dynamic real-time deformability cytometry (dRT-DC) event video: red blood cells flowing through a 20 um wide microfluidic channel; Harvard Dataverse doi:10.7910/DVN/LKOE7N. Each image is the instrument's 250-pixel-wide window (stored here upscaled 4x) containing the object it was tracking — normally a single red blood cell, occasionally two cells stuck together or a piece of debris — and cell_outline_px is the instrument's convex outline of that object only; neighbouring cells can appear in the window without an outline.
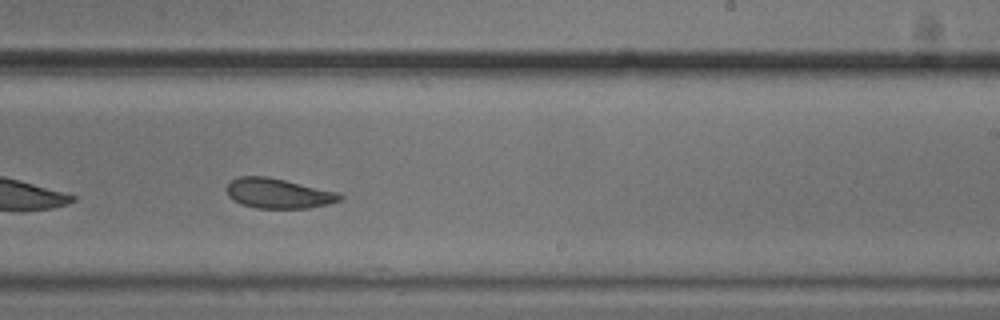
{"species": "common noctule bat (a hibernating species)", "species_latin": "Nyctalus noctula", "temperature_condition": "cold", "stored_images_in_passage": 35, "camera_frame_rate_fps": 3000, "um_per_image_px": 0.085, "animal": {"sex": "male", "body_mass_g": 20.5, "forearm_length_mm": 52.5}, "frame": {"image": 1, "passage_image": 20, "time_ms": 6.333, "image_size_px": [1000, 320], "cell_outline_px": [[344, 196], [340, 200], [328, 204], [308, 208], [256, 208], [240, 204], [232, 200], [228, 196], [224, 188], [232, 180], [240, 176], [264, 176], [284, 180], [336, 192]], "centroid_in_image_um": [23.59, 16.44], "position_along_channel_um": 265.4, "area_um2": 19.65}, "authors_computed_cell_mechanics": {"area_um2": 20.519, "velocity_mm_per_s": 3.6813, "shape_relaxation_time_tau1_ms": 7.8082, "shape_relaxation_time_tau2_ms": 6.378, "deformation_change_tau1": 0.1385, "deformation_change_tau2": 0.1166}}